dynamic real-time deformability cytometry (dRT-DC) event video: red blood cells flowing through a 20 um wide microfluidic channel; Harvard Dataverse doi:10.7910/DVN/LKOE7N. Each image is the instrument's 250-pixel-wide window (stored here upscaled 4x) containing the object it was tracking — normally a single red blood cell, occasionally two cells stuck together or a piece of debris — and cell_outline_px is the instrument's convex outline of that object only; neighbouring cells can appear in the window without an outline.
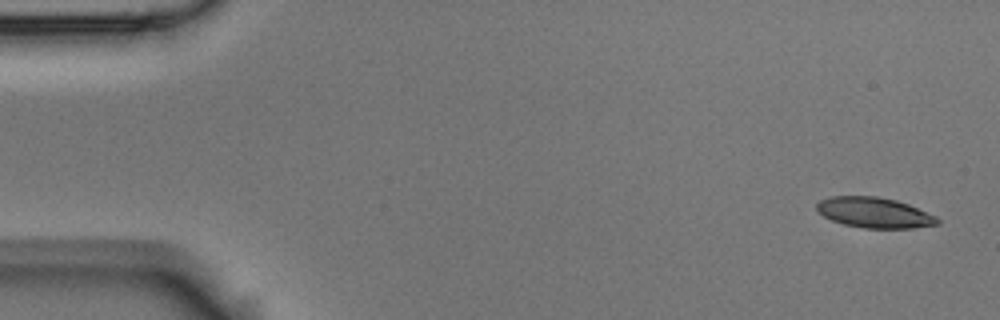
{"species": "Egyptian fruit bat (a non-hibernating species)", "species_latin": "Rousettus aegyptiacus", "temperature_condition": "room temperature", "stored_images_in_passage": 6, "camera_frame_rate_fps": 3000, "um_per_image_px": 0.085, "animal": {"sex": "male"}, "frame": {"image": 1, "passage_image": 1, "time_ms": 0.0, "image_size_px": [1000, 320], "cell_outline_px": [[940, 224], [912, 228], [864, 228], [844, 224], [832, 220], [824, 216], [816, 208], [816, 204], [820, 200], [832, 196], [876, 196], [896, 200], [908, 204], [936, 216], [940, 220]], "centroid_in_image_um": [74.33, 18.07], "position_along_channel_um": 10.7, "area_um2": 21.33}}